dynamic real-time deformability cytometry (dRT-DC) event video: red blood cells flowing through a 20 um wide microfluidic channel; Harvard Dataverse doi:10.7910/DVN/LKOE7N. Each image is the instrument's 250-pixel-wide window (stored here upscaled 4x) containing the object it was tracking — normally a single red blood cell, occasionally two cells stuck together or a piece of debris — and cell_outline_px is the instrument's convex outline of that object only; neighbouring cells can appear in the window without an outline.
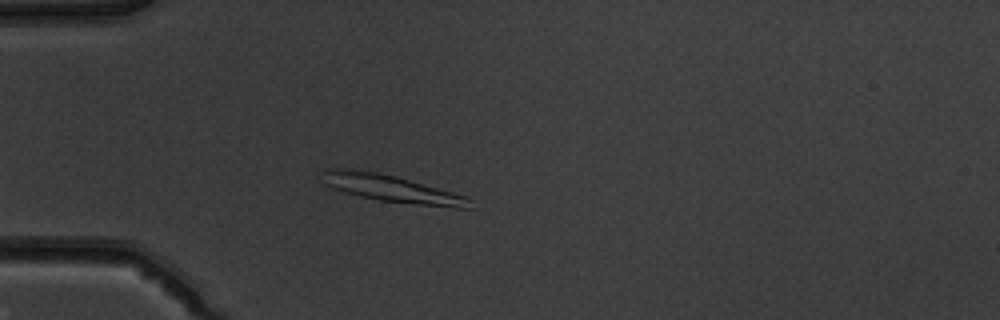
{"species": "common noctule bat (a hibernating species)", "species_latin": "Nyctalus noctula", "temperature_condition": "warm", "stored_images_in_passage": 48, "camera_frame_rate_fps": 3000, "um_per_image_px": 0.085, "animal": {"sex": "male", "body_mass_g": 19.5, "forearm_length_mm": 54.6}, "frame": {"image": 1, "passage_image": 12, "time_ms": 3.667, "image_size_px": [1000, 320], "cell_outline_px": [[472, 208], [456, 208], [380, 200], [360, 196], [344, 192], [332, 188], [324, 184], [324, 168], [352, 168], [380, 172], [396, 176], [468, 196], [472, 200]], "centroid_in_image_um": [33.31, 16.01], "position_along_channel_um": 51.7, "area_um2": 23.35}}
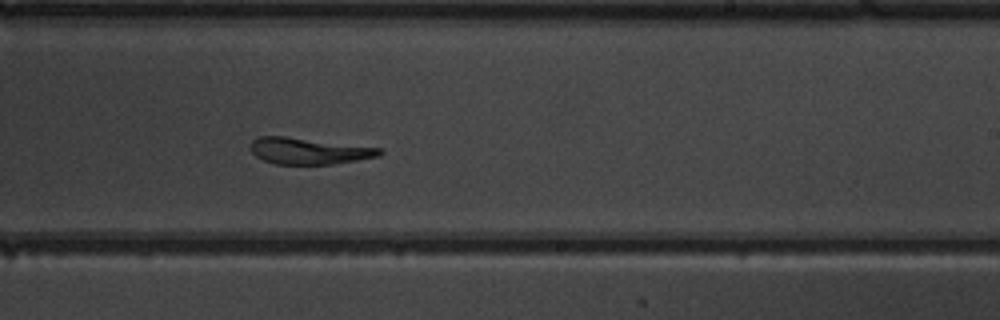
{"frame": {"image": 2, "passage_image": 29, "time_ms": 9.333, "image_size_px": [1000, 320], "cell_outline_px": [[384, 152], [380, 156], [332, 164], [276, 164], [264, 160], [256, 156], [252, 152], [252, 140], [260, 136], [284, 136], [380, 148]], "centroid_in_image_um": [26.25, 12.83], "position_along_channel_um": 262.7, "area_um2": 19.54}}
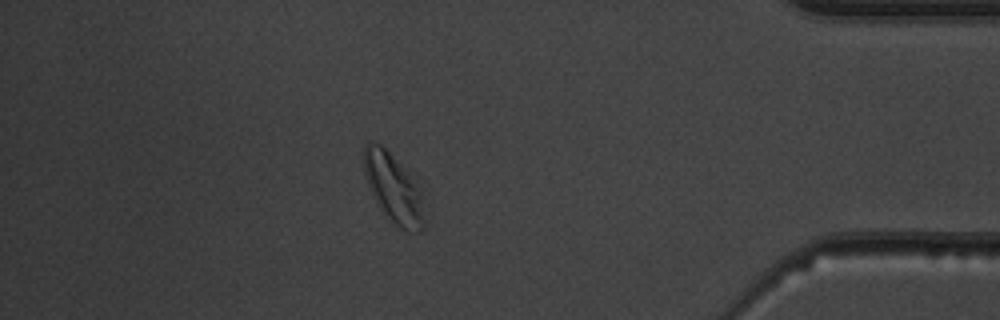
{"frame": {"image": 3, "passage_image": 42, "time_ms": 13.667, "image_size_px": [1000, 320], "cell_outline_px": [[428, 220], [424, 228], [420, 232], [416, 232], [400, 228], [380, 208], [368, 184], [364, 172], [364, 144], [368, 140], [380, 144], [424, 176]], "centroid_in_image_um": [33.67, 15.93], "position_along_channel_um": 401.5, "area_um2": 27.05}}